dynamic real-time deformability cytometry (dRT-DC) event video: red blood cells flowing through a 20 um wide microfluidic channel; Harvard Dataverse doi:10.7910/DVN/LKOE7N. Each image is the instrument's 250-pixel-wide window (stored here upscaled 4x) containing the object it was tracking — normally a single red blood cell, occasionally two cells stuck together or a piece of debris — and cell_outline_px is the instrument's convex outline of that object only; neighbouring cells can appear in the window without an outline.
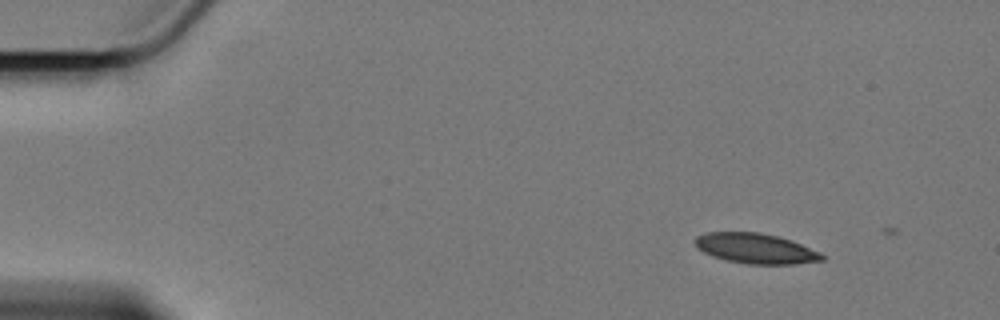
{"species": "Egyptian fruit bat (a non-hibernating species)", "species_latin": "Rousettus aegyptiacus", "temperature_condition": "cold", "stored_images_in_passage": 5, "camera_frame_rate_fps": 3000, "um_per_image_px": 0.085, "animal": {"sex": "female"}, "frame": {"image": 1, "passage_image": 1, "time_ms": 0.0, "image_size_px": [1000, 320], "cell_outline_px": [[824, 260], [796, 264], [748, 264], [728, 260], [712, 256], [696, 248], [696, 236], [708, 232], [760, 232], [792, 240], [820, 252], [824, 256]], "centroid_in_image_um": [64.25, 21.12], "position_along_channel_um": 20.8, "area_um2": 22.25}}